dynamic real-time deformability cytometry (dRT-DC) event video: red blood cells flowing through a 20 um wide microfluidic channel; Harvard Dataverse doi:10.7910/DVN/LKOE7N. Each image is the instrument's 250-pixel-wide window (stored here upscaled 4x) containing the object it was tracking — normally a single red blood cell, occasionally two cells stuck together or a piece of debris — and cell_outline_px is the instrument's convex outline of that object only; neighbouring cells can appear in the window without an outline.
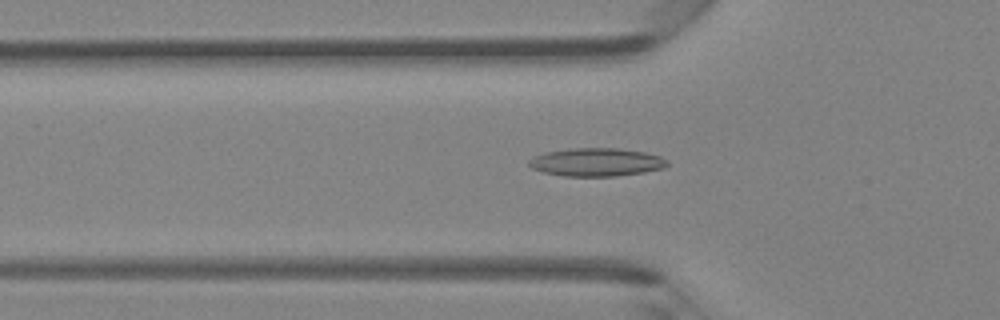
{"species": "Egyptian fruit bat (a non-hibernating species)", "species_latin": "Rousettus aegyptiacus", "temperature_condition": "room temperature", "stored_images_in_passage": 45, "camera_frame_rate_fps": 3000, "um_per_image_px": 0.085, "animal": {"sex": "female"}, "frame": {"image": 1, "passage_image": 14, "time_ms": 4.333, "image_size_px": [1000, 320], "cell_outline_px": [[668, 164], [664, 168], [644, 172], [616, 176], [564, 176], [544, 172], [532, 168], [528, 164], [528, 160], [532, 156], [544, 152], [572, 148], [616, 148], [644, 152], [660, 156], [668, 160]], "centroid_in_image_um": [50.68, 13.78], "position_along_channel_um": 75.1, "area_um2": 22.77}}
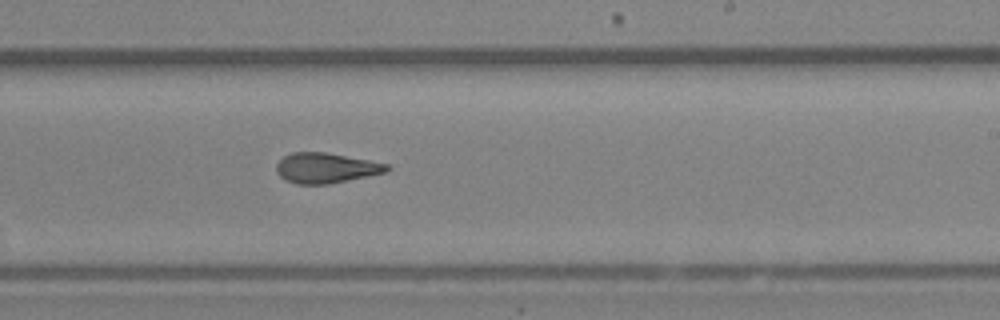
{"frame": {"image": 2, "passage_image": 27, "time_ms": 8.667, "image_size_px": [1000, 320], "cell_outline_px": [[392, 168], [388, 172], [328, 184], [296, 184], [284, 180], [276, 172], [276, 164], [284, 156], [292, 152], [324, 152], [368, 160], [388, 164]], "centroid_in_image_um": [27.7, 14.28], "position_along_channel_um": 261.3, "area_um2": 19.48}}
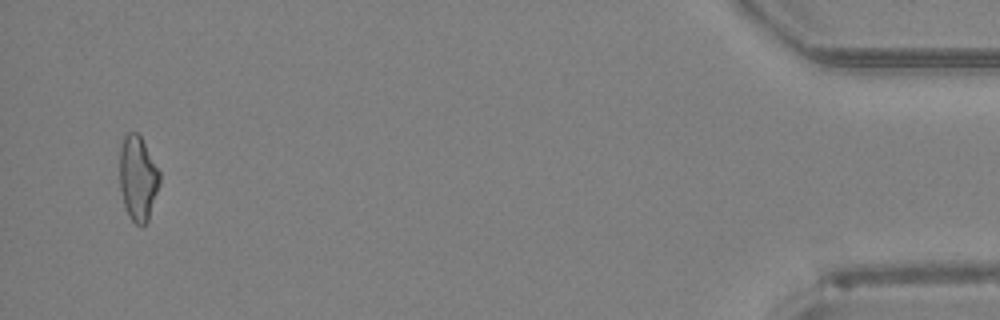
{"frame": {"image": 3, "passage_image": 44, "time_ms": 14.333, "image_size_px": [1000, 320], "cell_outline_px": [[160, 184], [148, 220], [144, 228], [140, 228], [128, 216], [124, 204], [120, 188], [120, 148], [124, 136], [128, 132], [136, 132], [140, 136], [160, 172]], "centroid_in_image_um": [11.72, 15.2], "position_along_channel_um": 423.5, "area_um2": 19.83}, "authors_computed_cell_mechanics": {"area_um2": 19.941, "velocity_mm_per_s": 4.3045, "shape_relaxation_time_tau1_ms": null, "shape_relaxation_time_tau2_ms": 2.6531, "deformation_change_tau1": null, "deformation_change_tau2": 0.1234}}